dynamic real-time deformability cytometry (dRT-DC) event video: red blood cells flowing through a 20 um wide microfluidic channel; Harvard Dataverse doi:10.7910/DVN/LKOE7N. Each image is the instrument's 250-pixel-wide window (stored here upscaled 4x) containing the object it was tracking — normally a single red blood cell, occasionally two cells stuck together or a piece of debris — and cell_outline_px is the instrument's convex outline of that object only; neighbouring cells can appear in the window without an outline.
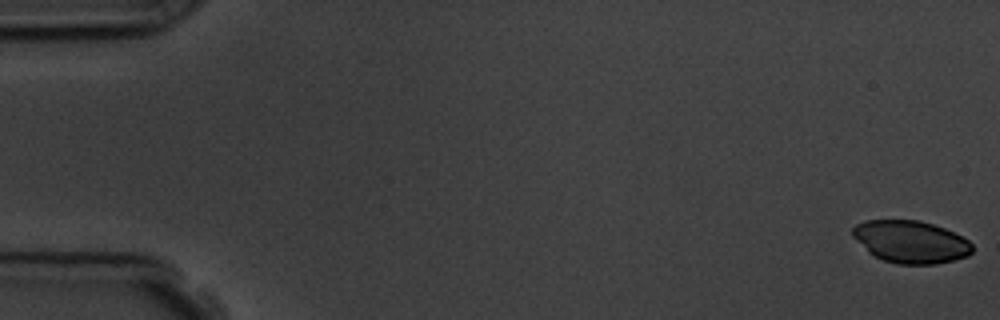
{"species": "common noctule bat (a hibernating species)", "species_latin": "Nyctalus noctula", "temperature_condition": "room temperature", "stored_images_in_passage": 8, "camera_frame_rate_fps": 3000, "um_per_image_px": 0.085, "animal": {"sex": "male", "body_mass_g": 19.5, "forearm_length_mm": 54.6}, "frame": {"image": 1, "passage_image": 1, "time_ms": 0.0, "image_size_px": [1000, 320], "cell_outline_px": [[972, 252], [968, 256], [936, 264], [896, 264], [872, 256], [852, 236], [852, 228], [856, 224], [864, 220], [920, 220], [944, 228], [968, 240], [972, 244]], "centroid_in_image_um": [77.38, 20.55], "position_along_channel_um": 7.6, "area_um2": 29.59}}